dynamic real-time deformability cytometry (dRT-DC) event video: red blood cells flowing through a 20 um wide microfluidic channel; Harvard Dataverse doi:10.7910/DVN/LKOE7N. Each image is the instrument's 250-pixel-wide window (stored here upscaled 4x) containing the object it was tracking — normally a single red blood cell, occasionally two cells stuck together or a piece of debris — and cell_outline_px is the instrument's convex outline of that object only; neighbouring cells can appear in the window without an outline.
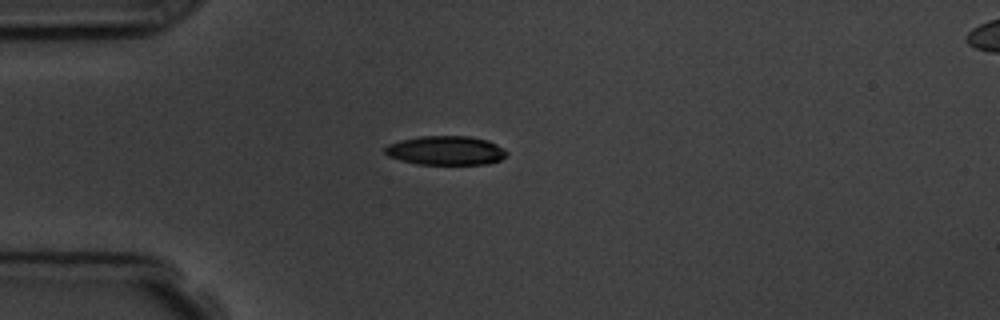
{"species": "common noctule bat (a hibernating species)", "species_latin": "Nyctalus noctula", "temperature_condition": "room temperature", "stored_images_in_passage": 5, "camera_frame_rate_fps": 3000, "um_per_image_px": 0.085, "animal": {"sex": "male", "body_mass_g": 19.5, "forearm_length_mm": 54.6}, "frame": {"image": 1, "passage_image": 5, "time_ms": 5.333, "image_size_px": [1000, 320], "cell_outline_px": [[508, 152], [500, 160], [488, 164], [416, 164], [400, 160], [388, 156], [384, 152], [384, 148], [388, 144], [400, 140], [420, 136], [472, 136], [488, 140], [496, 144]], "centroid_in_image_um": [37.87, 12.79], "position_along_channel_um": 47.1, "area_um2": 20.69}}